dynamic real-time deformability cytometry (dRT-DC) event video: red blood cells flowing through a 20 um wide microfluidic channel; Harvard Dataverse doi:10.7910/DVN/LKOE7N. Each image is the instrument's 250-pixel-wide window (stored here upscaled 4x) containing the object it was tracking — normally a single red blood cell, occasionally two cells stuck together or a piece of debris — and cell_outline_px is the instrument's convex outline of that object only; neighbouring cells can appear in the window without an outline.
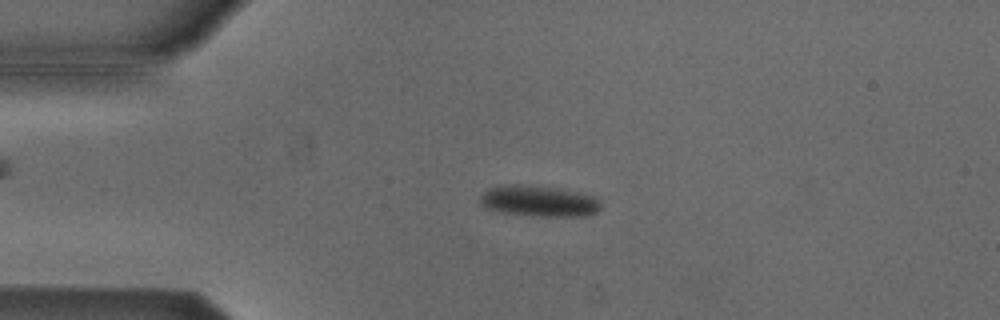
{"species": "Egyptian fruit bat (a non-hibernating species)", "species_latin": "Rousettus aegyptiacus", "temperature_condition": "cold", "stored_images_in_passage": 51, "camera_frame_rate_fps": 3000, "um_per_image_px": 0.085, "animal": {"sex": "male"}, "frame": {"image": 1, "passage_image": 10, "time_ms": 3.0, "image_size_px": [1000, 320], "cell_outline_px": [[600, 208], [596, 212], [588, 216], [536, 216], [504, 212], [484, 208], [480, 204], [480, 196], [488, 188], [500, 184], [520, 184], [556, 188], [592, 196], [600, 200]], "centroid_in_image_um": [45.76, 17.09], "position_along_channel_um": 39.2, "area_um2": 21.79}}
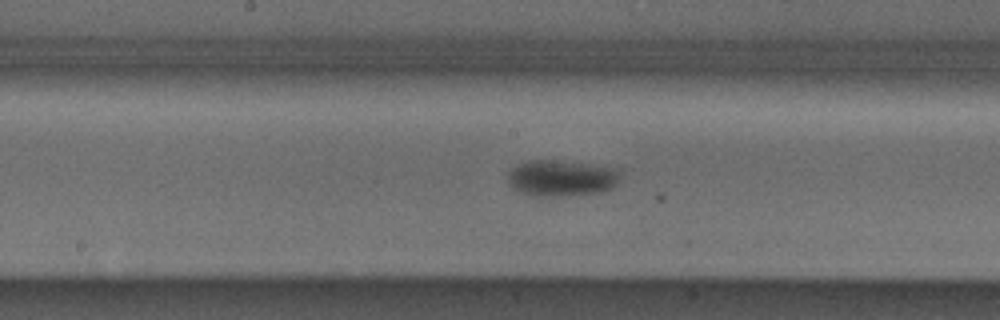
{"frame": {"image": 2, "passage_image": 25, "time_ms": 8.0, "image_size_px": [1000, 320], "cell_outline_px": [[620, 172], [616, 184], [612, 188], [600, 192], [556, 196], [536, 196], [520, 192], [512, 188], [508, 180], [508, 172], [512, 168], [528, 160], [548, 160], [588, 164], [620, 168]], "centroid_in_image_um": [47.72, 15.14], "position_along_channel_um": 200.5, "area_um2": 23.52}}
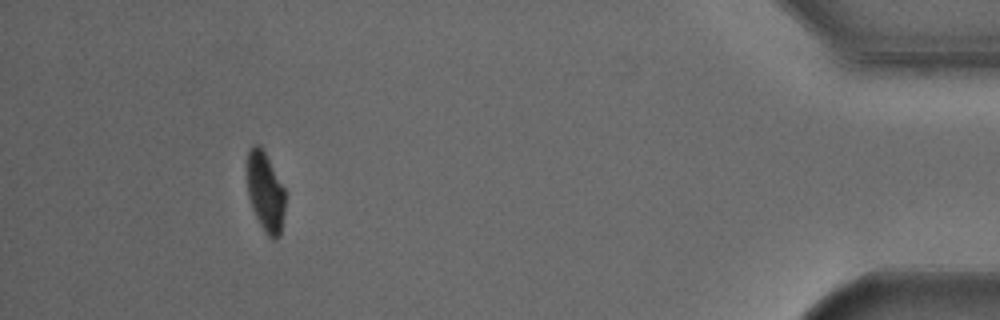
{"frame": {"image": 3, "passage_image": 47, "time_ms": 15.333, "image_size_px": [1000, 320], "cell_outline_px": [[284, 212], [280, 236], [276, 240], [272, 240], [264, 232], [252, 208], [248, 196], [248, 152], [252, 144], [260, 144], [284, 188]], "centroid_in_image_um": [22.56, 16.35], "position_along_channel_um": 412.6, "area_um2": 17.46}, "authors_computed_cell_mechanics": {"area_um2": 21.675, "velocity_mm_per_s": 3.7962, "shape_relaxation_time_tau1_ms": 1.4252, "shape_relaxation_time_tau2_ms": 9.7275, "deformation_change_tau1": 0.0892, "deformation_change_tau2": 0.0902}}